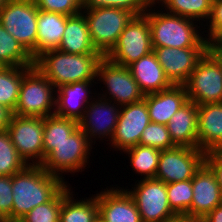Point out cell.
Returning a JSON list of instances; mask_svg holds the SVG:
<instances>
[{
  "label": "cell",
  "mask_w": 222,
  "mask_h": 222,
  "mask_svg": "<svg viewBox=\"0 0 222 222\" xmlns=\"http://www.w3.org/2000/svg\"><path fill=\"white\" fill-rule=\"evenodd\" d=\"M66 183L40 165H27L12 175V221H19L36 206L48 202Z\"/></svg>",
  "instance_id": "6da1fadb"
},
{
  "label": "cell",
  "mask_w": 222,
  "mask_h": 222,
  "mask_svg": "<svg viewBox=\"0 0 222 222\" xmlns=\"http://www.w3.org/2000/svg\"><path fill=\"white\" fill-rule=\"evenodd\" d=\"M104 56L101 53L68 54L49 50L34 60V66L56 89L75 82L97 80V67Z\"/></svg>",
  "instance_id": "7a4b0ae2"
},
{
  "label": "cell",
  "mask_w": 222,
  "mask_h": 222,
  "mask_svg": "<svg viewBox=\"0 0 222 222\" xmlns=\"http://www.w3.org/2000/svg\"><path fill=\"white\" fill-rule=\"evenodd\" d=\"M154 4L156 2L153 1L151 9L143 13L148 18L152 47L207 48V37L197 30L195 20L161 10L154 12Z\"/></svg>",
  "instance_id": "3957f363"
},
{
  "label": "cell",
  "mask_w": 222,
  "mask_h": 222,
  "mask_svg": "<svg viewBox=\"0 0 222 222\" xmlns=\"http://www.w3.org/2000/svg\"><path fill=\"white\" fill-rule=\"evenodd\" d=\"M55 89L54 85L35 66L31 67L23 75L14 115L41 118L53 115Z\"/></svg>",
  "instance_id": "277c9868"
},
{
  "label": "cell",
  "mask_w": 222,
  "mask_h": 222,
  "mask_svg": "<svg viewBox=\"0 0 222 222\" xmlns=\"http://www.w3.org/2000/svg\"><path fill=\"white\" fill-rule=\"evenodd\" d=\"M82 13L85 15L91 42L103 56L117 44L124 28L135 16L129 10L114 7L83 9Z\"/></svg>",
  "instance_id": "5b68a950"
},
{
  "label": "cell",
  "mask_w": 222,
  "mask_h": 222,
  "mask_svg": "<svg viewBox=\"0 0 222 222\" xmlns=\"http://www.w3.org/2000/svg\"><path fill=\"white\" fill-rule=\"evenodd\" d=\"M38 8L34 0H9L0 10V23L36 59Z\"/></svg>",
  "instance_id": "8992f818"
},
{
  "label": "cell",
  "mask_w": 222,
  "mask_h": 222,
  "mask_svg": "<svg viewBox=\"0 0 222 222\" xmlns=\"http://www.w3.org/2000/svg\"><path fill=\"white\" fill-rule=\"evenodd\" d=\"M92 149V144L86 134L78 127L65 141L56 145L41 163V167L48 173L61 179L62 173L82 172L86 167ZM61 172V174H60Z\"/></svg>",
  "instance_id": "52a82bcc"
},
{
  "label": "cell",
  "mask_w": 222,
  "mask_h": 222,
  "mask_svg": "<svg viewBox=\"0 0 222 222\" xmlns=\"http://www.w3.org/2000/svg\"><path fill=\"white\" fill-rule=\"evenodd\" d=\"M184 86L188 100L198 106L222 103V69L208 51L199 59Z\"/></svg>",
  "instance_id": "ba28073f"
},
{
  "label": "cell",
  "mask_w": 222,
  "mask_h": 222,
  "mask_svg": "<svg viewBox=\"0 0 222 222\" xmlns=\"http://www.w3.org/2000/svg\"><path fill=\"white\" fill-rule=\"evenodd\" d=\"M152 51L148 18L141 14L131 19L121 33L117 44L105 57L113 63L128 67Z\"/></svg>",
  "instance_id": "9c48e42d"
},
{
  "label": "cell",
  "mask_w": 222,
  "mask_h": 222,
  "mask_svg": "<svg viewBox=\"0 0 222 222\" xmlns=\"http://www.w3.org/2000/svg\"><path fill=\"white\" fill-rule=\"evenodd\" d=\"M133 190L126 189L133 198L142 222H168L176 213L171 209L166 183L153 179H140Z\"/></svg>",
  "instance_id": "30bf717a"
},
{
  "label": "cell",
  "mask_w": 222,
  "mask_h": 222,
  "mask_svg": "<svg viewBox=\"0 0 222 222\" xmlns=\"http://www.w3.org/2000/svg\"><path fill=\"white\" fill-rule=\"evenodd\" d=\"M96 77L97 81H103V84L107 85L106 90L108 89V91L106 92L110 97L104 92L105 96L104 93L102 94L104 99L116 102L119 106L144 99L145 95L140 90L129 68L113 63L105 56L98 64ZM107 96L111 99H108Z\"/></svg>",
  "instance_id": "8fae6325"
},
{
  "label": "cell",
  "mask_w": 222,
  "mask_h": 222,
  "mask_svg": "<svg viewBox=\"0 0 222 222\" xmlns=\"http://www.w3.org/2000/svg\"><path fill=\"white\" fill-rule=\"evenodd\" d=\"M7 131L18 155L25 163L41 165L43 162L44 118L13 115ZM30 160L32 162H29Z\"/></svg>",
  "instance_id": "7c38bea8"
},
{
  "label": "cell",
  "mask_w": 222,
  "mask_h": 222,
  "mask_svg": "<svg viewBox=\"0 0 222 222\" xmlns=\"http://www.w3.org/2000/svg\"><path fill=\"white\" fill-rule=\"evenodd\" d=\"M205 162V153L192 147L161 150L155 179L168 184L191 180Z\"/></svg>",
  "instance_id": "4fadbf2b"
},
{
  "label": "cell",
  "mask_w": 222,
  "mask_h": 222,
  "mask_svg": "<svg viewBox=\"0 0 222 222\" xmlns=\"http://www.w3.org/2000/svg\"><path fill=\"white\" fill-rule=\"evenodd\" d=\"M150 122L144 99L121 106L117 125L111 138V146L116 150L124 151L138 145L142 132Z\"/></svg>",
  "instance_id": "5bb4252c"
},
{
  "label": "cell",
  "mask_w": 222,
  "mask_h": 222,
  "mask_svg": "<svg viewBox=\"0 0 222 222\" xmlns=\"http://www.w3.org/2000/svg\"><path fill=\"white\" fill-rule=\"evenodd\" d=\"M99 95L100 97L93 98L95 100L87 105L82 118L78 121L79 127L86 134L91 144L94 138L104 140L102 137H109L111 142L110 138L114 134L121 108L116 103L104 99L101 94Z\"/></svg>",
  "instance_id": "9a60e30c"
},
{
  "label": "cell",
  "mask_w": 222,
  "mask_h": 222,
  "mask_svg": "<svg viewBox=\"0 0 222 222\" xmlns=\"http://www.w3.org/2000/svg\"><path fill=\"white\" fill-rule=\"evenodd\" d=\"M166 77L173 85H184L207 48L152 47Z\"/></svg>",
  "instance_id": "2e32d148"
},
{
  "label": "cell",
  "mask_w": 222,
  "mask_h": 222,
  "mask_svg": "<svg viewBox=\"0 0 222 222\" xmlns=\"http://www.w3.org/2000/svg\"><path fill=\"white\" fill-rule=\"evenodd\" d=\"M193 199L189 208L190 216L205 217L222 204V190L215 173L204 162L192 178Z\"/></svg>",
  "instance_id": "e0dca14e"
},
{
  "label": "cell",
  "mask_w": 222,
  "mask_h": 222,
  "mask_svg": "<svg viewBox=\"0 0 222 222\" xmlns=\"http://www.w3.org/2000/svg\"><path fill=\"white\" fill-rule=\"evenodd\" d=\"M118 188L97 193L99 222H142L131 195L124 187Z\"/></svg>",
  "instance_id": "ac0fdd59"
},
{
  "label": "cell",
  "mask_w": 222,
  "mask_h": 222,
  "mask_svg": "<svg viewBox=\"0 0 222 222\" xmlns=\"http://www.w3.org/2000/svg\"><path fill=\"white\" fill-rule=\"evenodd\" d=\"M198 149L204 153L222 148V103L198 106Z\"/></svg>",
  "instance_id": "d6986e66"
},
{
  "label": "cell",
  "mask_w": 222,
  "mask_h": 222,
  "mask_svg": "<svg viewBox=\"0 0 222 222\" xmlns=\"http://www.w3.org/2000/svg\"><path fill=\"white\" fill-rule=\"evenodd\" d=\"M92 83V81L75 82L56 89L54 114L79 121L87 105L93 100V96L89 95Z\"/></svg>",
  "instance_id": "ffe728a7"
},
{
  "label": "cell",
  "mask_w": 222,
  "mask_h": 222,
  "mask_svg": "<svg viewBox=\"0 0 222 222\" xmlns=\"http://www.w3.org/2000/svg\"><path fill=\"white\" fill-rule=\"evenodd\" d=\"M144 100L150 121L167 125L171 117L188 101V96L184 85H173L169 89L146 94Z\"/></svg>",
  "instance_id": "44dd1931"
},
{
  "label": "cell",
  "mask_w": 222,
  "mask_h": 222,
  "mask_svg": "<svg viewBox=\"0 0 222 222\" xmlns=\"http://www.w3.org/2000/svg\"><path fill=\"white\" fill-rule=\"evenodd\" d=\"M197 120L198 105L188 100L167 123L175 146L198 148Z\"/></svg>",
  "instance_id": "7402d4cb"
},
{
  "label": "cell",
  "mask_w": 222,
  "mask_h": 222,
  "mask_svg": "<svg viewBox=\"0 0 222 222\" xmlns=\"http://www.w3.org/2000/svg\"><path fill=\"white\" fill-rule=\"evenodd\" d=\"M128 68L144 95L160 92L173 86L153 51L130 64Z\"/></svg>",
  "instance_id": "603a6c76"
},
{
  "label": "cell",
  "mask_w": 222,
  "mask_h": 222,
  "mask_svg": "<svg viewBox=\"0 0 222 222\" xmlns=\"http://www.w3.org/2000/svg\"><path fill=\"white\" fill-rule=\"evenodd\" d=\"M69 17L61 13L38 9L36 58L46 51L58 48Z\"/></svg>",
  "instance_id": "cb8c5ba5"
},
{
  "label": "cell",
  "mask_w": 222,
  "mask_h": 222,
  "mask_svg": "<svg viewBox=\"0 0 222 222\" xmlns=\"http://www.w3.org/2000/svg\"><path fill=\"white\" fill-rule=\"evenodd\" d=\"M57 50L68 54L99 53L91 42L84 13L70 16Z\"/></svg>",
  "instance_id": "d4e9b609"
},
{
  "label": "cell",
  "mask_w": 222,
  "mask_h": 222,
  "mask_svg": "<svg viewBox=\"0 0 222 222\" xmlns=\"http://www.w3.org/2000/svg\"><path fill=\"white\" fill-rule=\"evenodd\" d=\"M68 187L67 183L62 187L60 222H99L97 194L77 201Z\"/></svg>",
  "instance_id": "484cf974"
},
{
  "label": "cell",
  "mask_w": 222,
  "mask_h": 222,
  "mask_svg": "<svg viewBox=\"0 0 222 222\" xmlns=\"http://www.w3.org/2000/svg\"><path fill=\"white\" fill-rule=\"evenodd\" d=\"M79 127L78 121L56 114L44 118L43 160Z\"/></svg>",
  "instance_id": "4316f807"
},
{
  "label": "cell",
  "mask_w": 222,
  "mask_h": 222,
  "mask_svg": "<svg viewBox=\"0 0 222 222\" xmlns=\"http://www.w3.org/2000/svg\"><path fill=\"white\" fill-rule=\"evenodd\" d=\"M0 62L6 67H33L34 59L0 23Z\"/></svg>",
  "instance_id": "83f0119b"
},
{
  "label": "cell",
  "mask_w": 222,
  "mask_h": 222,
  "mask_svg": "<svg viewBox=\"0 0 222 222\" xmlns=\"http://www.w3.org/2000/svg\"><path fill=\"white\" fill-rule=\"evenodd\" d=\"M31 67H4L0 71V104L13 112L17 105L23 75Z\"/></svg>",
  "instance_id": "f1b7e54d"
},
{
  "label": "cell",
  "mask_w": 222,
  "mask_h": 222,
  "mask_svg": "<svg viewBox=\"0 0 222 222\" xmlns=\"http://www.w3.org/2000/svg\"><path fill=\"white\" fill-rule=\"evenodd\" d=\"M165 7V12L195 21H208L212 12L213 0H153ZM160 1V2H159ZM205 19V20H204ZM208 19V20H207Z\"/></svg>",
  "instance_id": "f546056e"
},
{
  "label": "cell",
  "mask_w": 222,
  "mask_h": 222,
  "mask_svg": "<svg viewBox=\"0 0 222 222\" xmlns=\"http://www.w3.org/2000/svg\"><path fill=\"white\" fill-rule=\"evenodd\" d=\"M123 152L129 155L133 170L144 176L142 179L155 178L161 150L138 144Z\"/></svg>",
  "instance_id": "4dcf8cb0"
},
{
  "label": "cell",
  "mask_w": 222,
  "mask_h": 222,
  "mask_svg": "<svg viewBox=\"0 0 222 222\" xmlns=\"http://www.w3.org/2000/svg\"><path fill=\"white\" fill-rule=\"evenodd\" d=\"M26 166L27 164L18 155L17 149L11 142L8 131L0 132V175L12 176Z\"/></svg>",
  "instance_id": "1f68e13d"
},
{
  "label": "cell",
  "mask_w": 222,
  "mask_h": 222,
  "mask_svg": "<svg viewBox=\"0 0 222 222\" xmlns=\"http://www.w3.org/2000/svg\"><path fill=\"white\" fill-rule=\"evenodd\" d=\"M168 202L176 214L189 215L193 199L192 179L166 184Z\"/></svg>",
  "instance_id": "d6a6232c"
},
{
  "label": "cell",
  "mask_w": 222,
  "mask_h": 222,
  "mask_svg": "<svg viewBox=\"0 0 222 222\" xmlns=\"http://www.w3.org/2000/svg\"><path fill=\"white\" fill-rule=\"evenodd\" d=\"M62 188L46 203L40 204L29 211L21 222H60Z\"/></svg>",
  "instance_id": "836d02e7"
},
{
  "label": "cell",
  "mask_w": 222,
  "mask_h": 222,
  "mask_svg": "<svg viewBox=\"0 0 222 222\" xmlns=\"http://www.w3.org/2000/svg\"><path fill=\"white\" fill-rule=\"evenodd\" d=\"M139 145L149 146L159 150L176 147L170 137L167 125L150 122L142 132Z\"/></svg>",
  "instance_id": "e575fe53"
},
{
  "label": "cell",
  "mask_w": 222,
  "mask_h": 222,
  "mask_svg": "<svg viewBox=\"0 0 222 222\" xmlns=\"http://www.w3.org/2000/svg\"><path fill=\"white\" fill-rule=\"evenodd\" d=\"M153 0H83V9L114 7L131 11L135 16L150 8Z\"/></svg>",
  "instance_id": "d590c367"
},
{
  "label": "cell",
  "mask_w": 222,
  "mask_h": 222,
  "mask_svg": "<svg viewBox=\"0 0 222 222\" xmlns=\"http://www.w3.org/2000/svg\"><path fill=\"white\" fill-rule=\"evenodd\" d=\"M38 9L74 16L82 12L83 0H34Z\"/></svg>",
  "instance_id": "8d00e7d4"
},
{
  "label": "cell",
  "mask_w": 222,
  "mask_h": 222,
  "mask_svg": "<svg viewBox=\"0 0 222 222\" xmlns=\"http://www.w3.org/2000/svg\"><path fill=\"white\" fill-rule=\"evenodd\" d=\"M12 209V176L0 175V217L4 221H12Z\"/></svg>",
  "instance_id": "74e56055"
},
{
  "label": "cell",
  "mask_w": 222,
  "mask_h": 222,
  "mask_svg": "<svg viewBox=\"0 0 222 222\" xmlns=\"http://www.w3.org/2000/svg\"><path fill=\"white\" fill-rule=\"evenodd\" d=\"M208 21L209 29L206 39L209 41L222 38V0H213L212 12Z\"/></svg>",
  "instance_id": "f35d334b"
},
{
  "label": "cell",
  "mask_w": 222,
  "mask_h": 222,
  "mask_svg": "<svg viewBox=\"0 0 222 222\" xmlns=\"http://www.w3.org/2000/svg\"><path fill=\"white\" fill-rule=\"evenodd\" d=\"M205 163L215 173L217 182L222 190V148L205 153Z\"/></svg>",
  "instance_id": "ab89813d"
},
{
  "label": "cell",
  "mask_w": 222,
  "mask_h": 222,
  "mask_svg": "<svg viewBox=\"0 0 222 222\" xmlns=\"http://www.w3.org/2000/svg\"><path fill=\"white\" fill-rule=\"evenodd\" d=\"M207 51L216 59L222 69V38L209 40Z\"/></svg>",
  "instance_id": "60d3db41"
},
{
  "label": "cell",
  "mask_w": 222,
  "mask_h": 222,
  "mask_svg": "<svg viewBox=\"0 0 222 222\" xmlns=\"http://www.w3.org/2000/svg\"><path fill=\"white\" fill-rule=\"evenodd\" d=\"M13 115L11 109L0 104V132L7 130Z\"/></svg>",
  "instance_id": "b9f144b4"
},
{
  "label": "cell",
  "mask_w": 222,
  "mask_h": 222,
  "mask_svg": "<svg viewBox=\"0 0 222 222\" xmlns=\"http://www.w3.org/2000/svg\"><path fill=\"white\" fill-rule=\"evenodd\" d=\"M168 222H206L204 217L176 214Z\"/></svg>",
  "instance_id": "7bdbcfd3"
},
{
  "label": "cell",
  "mask_w": 222,
  "mask_h": 222,
  "mask_svg": "<svg viewBox=\"0 0 222 222\" xmlns=\"http://www.w3.org/2000/svg\"><path fill=\"white\" fill-rule=\"evenodd\" d=\"M204 218L206 222H222V204L215 207Z\"/></svg>",
  "instance_id": "ee69618b"
},
{
  "label": "cell",
  "mask_w": 222,
  "mask_h": 222,
  "mask_svg": "<svg viewBox=\"0 0 222 222\" xmlns=\"http://www.w3.org/2000/svg\"><path fill=\"white\" fill-rule=\"evenodd\" d=\"M9 0H0V10L7 4Z\"/></svg>",
  "instance_id": "f6af8a7d"
},
{
  "label": "cell",
  "mask_w": 222,
  "mask_h": 222,
  "mask_svg": "<svg viewBox=\"0 0 222 222\" xmlns=\"http://www.w3.org/2000/svg\"><path fill=\"white\" fill-rule=\"evenodd\" d=\"M4 67H6V66L3 65V64L0 62V71H1Z\"/></svg>",
  "instance_id": "bcb514c9"
},
{
  "label": "cell",
  "mask_w": 222,
  "mask_h": 222,
  "mask_svg": "<svg viewBox=\"0 0 222 222\" xmlns=\"http://www.w3.org/2000/svg\"><path fill=\"white\" fill-rule=\"evenodd\" d=\"M5 222H21V221H5Z\"/></svg>",
  "instance_id": "7dc6e473"
}]
</instances>
